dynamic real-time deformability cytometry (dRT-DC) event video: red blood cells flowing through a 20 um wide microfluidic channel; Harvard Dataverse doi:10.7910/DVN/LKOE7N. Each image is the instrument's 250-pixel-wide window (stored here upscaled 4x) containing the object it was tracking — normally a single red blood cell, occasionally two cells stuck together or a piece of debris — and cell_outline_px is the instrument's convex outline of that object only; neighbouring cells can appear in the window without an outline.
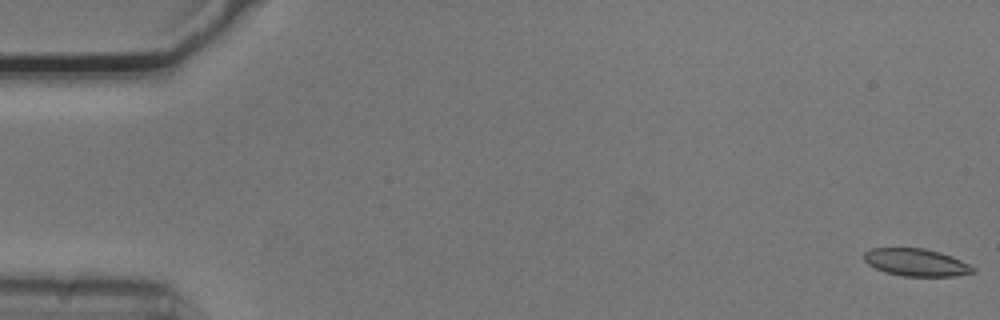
{"species": "common noctule bat (a hibernating species)", "species_latin": "Nyctalus noctula", "temperature_condition": "cold", "stored_images_in_passage": 54, "camera_frame_rate_fps": 3000, "um_per_image_px": 0.085, "animal": {"sex": "male", "body_mass_g": 20.5, "forearm_length_mm": 52.5}, "frame": {"image": 1, "passage_image": 1, "time_ms": 0.0, "image_size_px": [1000, 320], "cell_outline_px": [[976, 272], [952, 276], [904, 276], [884, 272], [868, 264], [864, 260], [864, 252], [872, 248], [924, 248], [940, 252], [952, 256], [976, 268]], "centroid_in_image_um": [77.88, 22.3], "position_along_channel_um": 7.1, "area_um2": 17.4}}
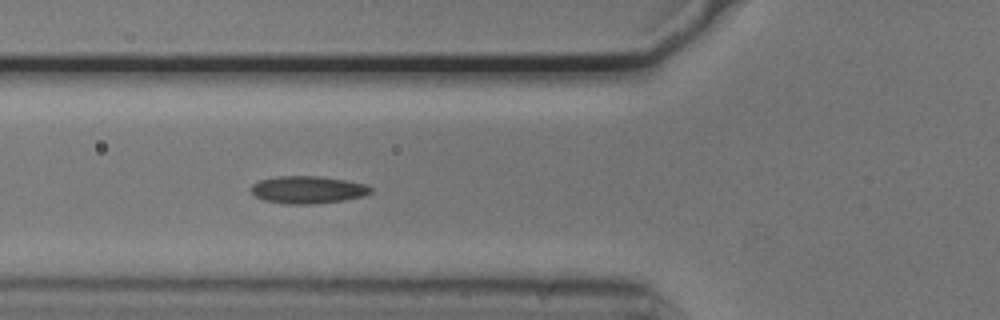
{"frame": {"image": 2, "passage_image": 20, "time_ms": 6.333, "image_size_px": [1000, 320], "cell_outline_px": [[372, 192], [364, 196], [344, 200], [312, 204], [288, 204], [264, 200], [256, 196], [252, 192], [252, 184], [260, 180], [276, 176], [316, 176], [344, 180], [364, 184], [372, 188]], "centroid_in_image_um": [26.16, 16.13], "position_along_channel_um": 99.6, "area_um2": 18.96}}
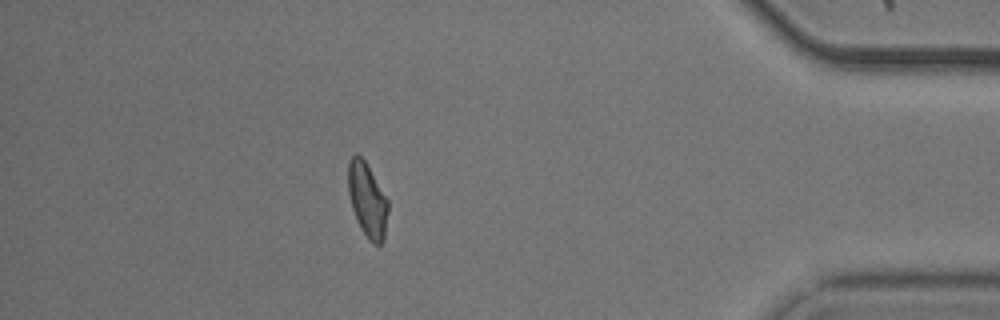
{"frame": {"image": 3, "passage_image": 48, "time_ms": 15.667, "image_size_px": [1000, 320], "cell_outline_px": [[388, 212], [384, 240], [380, 244], [372, 244], [368, 240], [360, 228], [352, 208], [348, 192], [348, 164], [352, 156], [356, 152], [364, 160], [388, 200]], "centroid_in_image_um": [31.22, 17.03], "position_along_channel_um": 404.0, "area_um2": 17.22}, "authors_computed_cell_mechanics": {"area_um2": 17.8891, "velocity_mm_per_s": 3.7243, "shape_relaxation_time_tau1_ms": null, "shape_relaxation_time_tau2_ms": 2.2763, "deformation_change_tau1": null, "deformation_change_tau2": 0.0891}}